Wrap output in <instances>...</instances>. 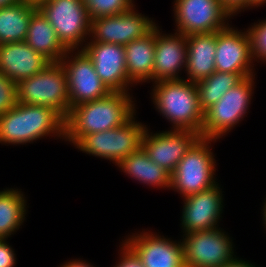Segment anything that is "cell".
<instances>
[{"label":"cell","instance_id":"cell-25","mask_svg":"<svg viewBox=\"0 0 266 267\" xmlns=\"http://www.w3.org/2000/svg\"><path fill=\"white\" fill-rule=\"evenodd\" d=\"M26 200L18 189L0 191V238L16 232L25 219Z\"/></svg>","mask_w":266,"mask_h":267},{"label":"cell","instance_id":"cell-6","mask_svg":"<svg viewBox=\"0 0 266 267\" xmlns=\"http://www.w3.org/2000/svg\"><path fill=\"white\" fill-rule=\"evenodd\" d=\"M216 141L208 138H200L179 161L171 174V186L182 197L192 195L216 185L213 179L215 175V159L208 145Z\"/></svg>","mask_w":266,"mask_h":267},{"label":"cell","instance_id":"cell-1","mask_svg":"<svg viewBox=\"0 0 266 267\" xmlns=\"http://www.w3.org/2000/svg\"><path fill=\"white\" fill-rule=\"evenodd\" d=\"M133 102L128 92H110L72 107L65 118L64 138L75 145L86 134L121 127L135 115Z\"/></svg>","mask_w":266,"mask_h":267},{"label":"cell","instance_id":"cell-16","mask_svg":"<svg viewBox=\"0 0 266 267\" xmlns=\"http://www.w3.org/2000/svg\"><path fill=\"white\" fill-rule=\"evenodd\" d=\"M218 185L184 197L181 220L184 234L217 228L223 208L222 191Z\"/></svg>","mask_w":266,"mask_h":267},{"label":"cell","instance_id":"cell-29","mask_svg":"<svg viewBox=\"0 0 266 267\" xmlns=\"http://www.w3.org/2000/svg\"><path fill=\"white\" fill-rule=\"evenodd\" d=\"M16 84L0 71V115L17 105Z\"/></svg>","mask_w":266,"mask_h":267},{"label":"cell","instance_id":"cell-38","mask_svg":"<svg viewBox=\"0 0 266 267\" xmlns=\"http://www.w3.org/2000/svg\"><path fill=\"white\" fill-rule=\"evenodd\" d=\"M33 3L38 4L42 0H31Z\"/></svg>","mask_w":266,"mask_h":267},{"label":"cell","instance_id":"cell-14","mask_svg":"<svg viewBox=\"0 0 266 267\" xmlns=\"http://www.w3.org/2000/svg\"><path fill=\"white\" fill-rule=\"evenodd\" d=\"M245 32L229 24L225 29L216 31V71L239 73L244 78L253 75L251 40L248 31Z\"/></svg>","mask_w":266,"mask_h":267},{"label":"cell","instance_id":"cell-17","mask_svg":"<svg viewBox=\"0 0 266 267\" xmlns=\"http://www.w3.org/2000/svg\"><path fill=\"white\" fill-rule=\"evenodd\" d=\"M152 233L144 232L125 239L144 267H185L181 240L173 242Z\"/></svg>","mask_w":266,"mask_h":267},{"label":"cell","instance_id":"cell-5","mask_svg":"<svg viewBox=\"0 0 266 267\" xmlns=\"http://www.w3.org/2000/svg\"><path fill=\"white\" fill-rule=\"evenodd\" d=\"M134 116L121 127L84 135L75 146L93 156L108 159L116 165L142 147L146 126Z\"/></svg>","mask_w":266,"mask_h":267},{"label":"cell","instance_id":"cell-33","mask_svg":"<svg viewBox=\"0 0 266 267\" xmlns=\"http://www.w3.org/2000/svg\"><path fill=\"white\" fill-rule=\"evenodd\" d=\"M220 267H255L254 264L252 265L251 263L244 261V260H239L238 258L233 259L231 262L226 263Z\"/></svg>","mask_w":266,"mask_h":267},{"label":"cell","instance_id":"cell-24","mask_svg":"<svg viewBox=\"0 0 266 267\" xmlns=\"http://www.w3.org/2000/svg\"><path fill=\"white\" fill-rule=\"evenodd\" d=\"M117 165L128 176L138 180L140 183L170 189L171 174L153 162L142 147L122 159Z\"/></svg>","mask_w":266,"mask_h":267},{"label":"cell","instance_id":"cell-12","mask_svg":"<svg viewBox=\"0 0 266 267\" xmlns=\"http://www.w3.org/2000/svg\"><path fill=\"white\" fill-rule=\"evenodd\" d=\"M134 6L118 15L100 17L91 20L90 35L92 41L125 46L129 42L143 38L157 24L141 13L134 11Z\"/></svg>","mask_w":266,"mask_h":267},{"label":"cell","instance_id":"cell-2","mask_svg":"<svg viewBox=\"0 0 266 267\" xmlns=\"http://www.w3.org/2000/svg\"><path fill=\"white\" fill-rule=\"evenodd\" d=\"M64 124L65 120L52 108L17 103L0 115V143H32L50 133L64 139Z\"/></svg>","mask_w":266,"mask_h":267},{"label":"cell","instance_id":"cell-32","mask_svg":"<svg viewBox=\"0 0 266 267\" xmlns=\"http://www.w3.org/2000/svg\"><path fill=\"white\" fill-rule=\"evenodd\" d=\"M223 6L233 15L241 9H247L248 0H221Z\"/></svg>","mask_w":266,"mask_h":267},{"label":"cell","instance_id":"cell-20","mask_svg":"<svg viewBox=\"0 0 266 267\" xmlns=\"http://www.w3.org/2000/svg\"><path fill=\"white\" fill-rule=\"evenodd\" d=\"M187 81L197 83L215 71L216 32L187 36Z\"/></svg>","mask_w":266,"mask_h":267},{"label":"cell","instance_id":"cell-13","mask_svg":"<svg viewBox=\"0 0 266 267\" xmlns=\"http://www.w3.org/2000/svg\"><path fill=\"white\" fill-rule=\"evenodd\" d=\"M200 138L201 135L196 132L176 129L149 135L147 128L142 148L153 162L172 174L179 161Z\"/></svg>","mask_w":266,"mask_h":267},{"label":"cell","instance_id":"cell-15","mask_svg":"<svg viewBox=\"0 0 266 267\" xmlns=\"http://www.w3.org/2000/svg\"><path fill=\"white\" fill-rule=\"evenodd\" d=\"M92 60L96 74L111 92L127 93L129 84L125 48L119 44L88 42L81 48Z\"/></svg>","mask_w":266,"mask_h":267},{"label":"cell","instance_id":"cell-26","mask_svg":"<svg viewBox=\"0 0 266 267\" xmlns=\"http://www.w3.org/2000/svg\"><path fill=\"white\" fill-rule=\"evenodd\" d=\"M244 77L239 73L215 71L211 76L196 83L199 105L203 112L217 103L230 89L239 84Z\"/></svg>","mask_w":266,"mask_h":267},{"label":"cell","instance_id":"cell-18","mask_svg":"<svg viewBox=\"0 0 266 267\" xmlns=\"http://www.w3.org/2000/svg\"><path fill=\"white\" fill-rule=\"evenodd\" d=\"M187 36L182 33L166 35L156 26V42L152 81L180 80V70L186 68Z\"/></svg>","mask_w":266,"mask_h":267},{"label":"cell","instance_id":"cell-9","mask_svg":"<svg viewBox=\"0 0 266 267\" xmlns=\"http://www.w3.org/2000/svg\"><path fill=\"white\" fill-rule=\"evenodd\" d=\"M185 267H220L236 257L231 239L217 226L215 229L184 234Z\"/></svg>","mask_w":266,"mask_h":267},{"label":"cell","instance_id":"cell-4","mask_svg":"<svg viewBox=\"0 0 266 267\" xmlns=\"http://www.w3.org/2000/svg\"><path fill=\"white\" fill-rule=\"evenodd\" d=\"M17 101L54 109L64 120L70 112L66 70L51 62L41 72L16 84Z\"/></svg>","mask_w":266,"mask_h":267},{"label":"cell","instance_id":"cell-8","mask_svg":"<svg viewBox=\"0 0 266 267\" xmlns=\"http://www.w3.org/2000/svg\"><path fill=\"white\" fill-rule=\"evenodd\" d=\"M253 77H245L204 112L202 138L217 140L243 119L251 102Z\"/></svg>","mask_w":266,"mask_h":267},{"label":"cell","instance_id":"cell-21","mask_svg":"<svg viewBox=\"0 0 266 267\" xmlns=\"http://www.w3.org/2000/svg\"><path fill=\"white\" fill-rule=\"evenodd\" d=\"M156 42V26L143 38L133 40L124 46L126 70L132 83L152 80Z\"/></svg>","mask_w":266,"mask_h":267},{"label":"cell","instance_id":"cell-35","mask_svg":"<svg viewBox=\"0 0 266 267\" xmlns=\"http://www.w3.org/2000/svg\"><path fill=\"white\" fill-rule=\"evenodd\" d=\"M266 3V0H248V7H255V6H261Z\"/></svg>","mask_w":266,"mask_h":267},{"label":"cell","instance_id":"cell-37","mask_svg":"<svg viewBox=\"0 0 266 267\" xmlns=\"http://www.w3.org/2000/svg\"><path fill=\"white\" fill-rule=\"evenodd\" d=\"M263 207H264V208H263V212H264V213H262V214H263L264 224H265V226H266V201H265ZM265 228H266V227H265Z\"/></svg>","mask_w":266,"mask_h":267},{"label":"cell","instance_id":"cell-3","mask_svg":"<svg viewBox=\"0 0 266 267\" xmlns=\"http://www.w3.org/2000/svg\"><path fill=\"white\" fill-rule=\"evenodd\" d=\"M152 94L156 109L173 123L172 129L193 131L202 137L204 112L196 83L186 79L159 81Z\"/></svg>","mask_w":266,"mask_h":267},{"label":"cell","instance_id":"cell-10","mask_svg":"<svg viewBox=\"0 0 266 267\" xmlns=\"http://www.w3.org/2000/svg\"><path fill=\"white\" fill-rule=\"evenodd\" d=\"M174 9L176 31L186 36L225 29L232 16L221 0H176Z\"/></svg>","mask_w":266,"mask_h":267},{"label":"cell","instance_id":"cell-27","mask_svg":"<svg viewBox=\"0 0 266 267\" xmlns=\"http://www.w3.org/2000/svg\"><path fill=\"white\" fill-rule=\"evenodd\" d=\"M90 19L118 15L135 6L132 0H83Z\"/></svg>","mask_w":266,"mask_h":267},{"label":"cell","instance_id":"cell-23","mask_svg":"<svg viewBox=\"0 0 266 267\" xmlns=\"http://www.w3.org/2000/svg\"><path fill=\"white\" fill-rule=\"evenodd\" d=\"M37 9L31 0L0 7V45L25 41L29 21Z\"/></svg>","mask_w":266,"mask_h":267},{"label":"cell","instance_id":"cell-7","mask_svg":"<svg viewBox=\"0 0 266 267\" xmlns=\"http://www.w3.org/2000/svg\"><path fill=\"white\" fill-rule=\"evenodd\" d=\"M38 9L53 26L67 50L78 49L90 34L91 19L83 0H42Z\"/></svg>","mask_w":266,"mask_h":267},{"label":"cell","instance_id":"cell-22","mask_svg":"<svg viewBox=\"0 0 266 267\" xmlns=\"http://www.w3.org/2000/svg\"><path fill=\"white\" fill-rule=\"evenodd\" d=\"M25 42L50 62H60L68 51L59 41L53 26L39 9L33 13L29 21Z\"/></svg>","mask_w":266,"mask_h":267},{"label":"cell","instance_id":"cell-31","mask_svg":"<svg viewBox=\"0 0 266 267\" xmlns=\"http://www.w3.org/2000/svg\"><path fill=\"white\" fill-rule=\"evenodd\" d=\"M15 251L6 243V238H0V267H14Z\"/></svg>","mask_w":266,"mask_h":267},{"label":"cell","instance_id":"cell-36","mask_svg":"<svg viewBox=\"0 0 266 267\" xmlns=\"http://www.w3.org/2000/svg\"><path fill=\"white\" fill-rule=\"evenodd\" d=\"M21 0H0V7L9 6L12 4H16Z\"/></svg>","mask_w":266,"mask_h":267},{"label":"cell","instance_id":"cell-11","mask_svg":"<svg viewBox=\"0 0 266 267\" xmlns=\"http://www.w3.org/2000/svg\"><path fill=\"white\" fill-rule=\"evenodd\" d=\"M71 52L60 60L66 70L70 108L107 96L111 91L96 74L92 60L83 50L68 59Z\"/></svg>","mask_w":266,"mask_h":267},{"label":"cell","instance_id":"cell-30","mask_svg":"<svg viewBox=\"0 0 266 267\" xmlns=\"http://www.w3.org/2000/svg\"><path fill=\"white\" fill-rule=\"evenodd\" d=\"M123 243L121 247V259L116 264V267H144L137 254L125 242Z\"/></svg>","mask_w":266,"mask_h":267},{"label":"cell","instance_id":"cell-34","mask_svg":"<svg viewBox=\"0 0 266 267\" xmlns=\"http://www.w3.org/2000/svg\"><path fill=\"white\" fill-rule=\"evenodd\" d=\"M61 267H94V266H92V265H90V263H86V261L85 262H83V260H72V261H69V262H65V264L64 265H62Z\"/></svg>","mask_w":266,"mask_h":267},{"label":"cell","instance_id":"cell-28","mask_svg":"<svg viewBox=\"0 0 266 267\" xmlns=\"http://www.w3.org/2000/svg\"><path fill=\"white\" fill-rule=\"evenodd\" d=\"M248 34L251 40V50L253 59L266 61V20H262L258 24L250 27ZM255 57V58H254Z\"/></svg>","mask_w":266,"mask_h":267},{"label":"cell","instance_id":"cell-19","mask_svg":"<svg viewBox=\"0 0 266 267\" xmlns=\"http://www.w3.org/2000/svg\"><path fill=\"white\" fill-rule=\"evenodd\" d=\"M50 63L25 41L0 45V71L15 84L41 72Z\"/></svg>","mask_w":266,"mask_h":267}]
</instances>
